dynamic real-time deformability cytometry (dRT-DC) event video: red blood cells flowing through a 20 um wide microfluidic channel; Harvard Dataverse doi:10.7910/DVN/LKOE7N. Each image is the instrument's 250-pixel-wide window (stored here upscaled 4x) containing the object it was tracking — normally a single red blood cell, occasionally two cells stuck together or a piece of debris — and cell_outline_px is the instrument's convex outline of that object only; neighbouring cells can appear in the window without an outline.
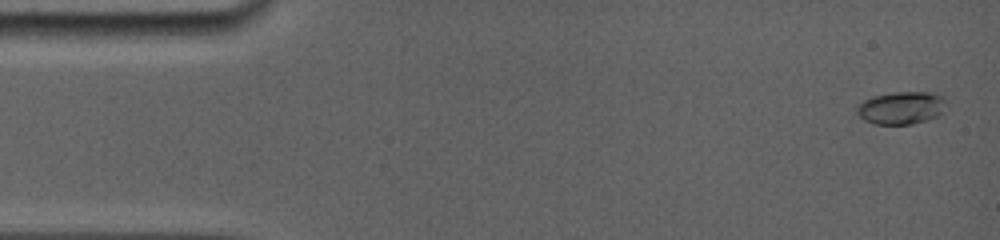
{"species": "common noctule bat (a hibernating species)", "species_latin": "Nyctalus noctula", "temperature_condition": "room temperature", "stored_images_in_passage": 32, "camera_frame_rate_fps": 5000, "um_per_image_px": 0.085, "animal": {"sex": "female", "body_mass_g": 19.0, "forearm_length_mm": 56.7}, "frame": {"image": 1, "passage_image": 2, "time_ms": 0.4, "image_size_px": [1000, 240], "cell_outline_px": [[948, 100], [944, 112], [928, 120], [912, 124], [872, 124], [864, 120], [856, 112], [856, 108], [864, 100], [872, 96], [892, 92], [932, 92], [944, 96]], "centroid_in_image_um": [76.66, 9.16], "position_along_channel_um": 8.3, "area_um2": 17.34}}
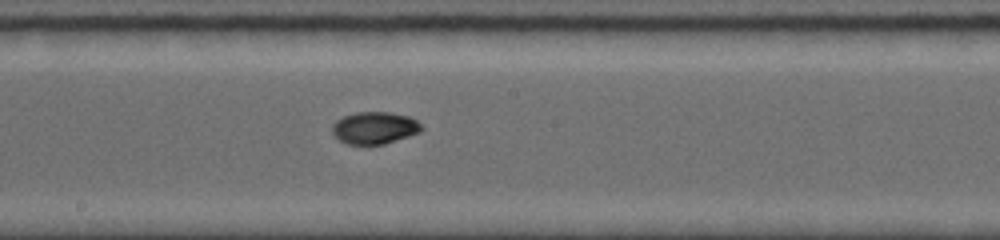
{"frame": {"image": 2, "passage_image": 16, "time_ms": 8.8, "image_size_px": [1000, 240], "cell_outline_px": [[424, 128], [420, 132], [384, 144], [348, 144], [332, 136], [332, 124], [336, 120], [344, 116], [356, 112], [388, 112], [408, 116], [416, 120]], "centroid_in_image_um": [31.81, 10.87], "position_along_channel_um": 216.4, "area_um2": 16.7}}
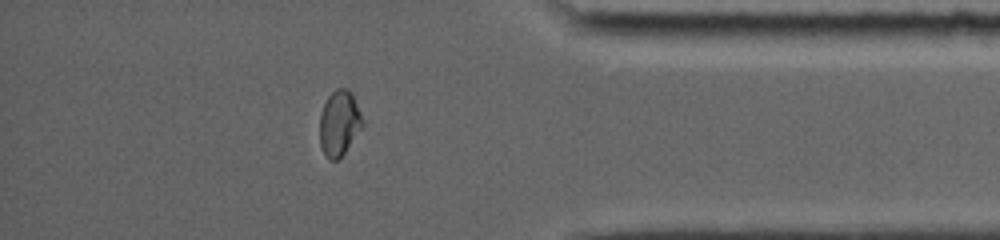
{"frame": {"image": 3, "passage_image": 26, "time_ms": 14.0, "image_size_px": [1000, 240], "cell_outline_px": [[364, 124], [344, 152], [336, 160], [328, 160], [320, 144], [320, 112], [328, 96], [336, 88], [344, 88], [352, 92], [364, 120]], "centroid_in_image_um": [28.84, 10.43], "position_along_channel_um": 406.4, "area_um2": 16.18}}